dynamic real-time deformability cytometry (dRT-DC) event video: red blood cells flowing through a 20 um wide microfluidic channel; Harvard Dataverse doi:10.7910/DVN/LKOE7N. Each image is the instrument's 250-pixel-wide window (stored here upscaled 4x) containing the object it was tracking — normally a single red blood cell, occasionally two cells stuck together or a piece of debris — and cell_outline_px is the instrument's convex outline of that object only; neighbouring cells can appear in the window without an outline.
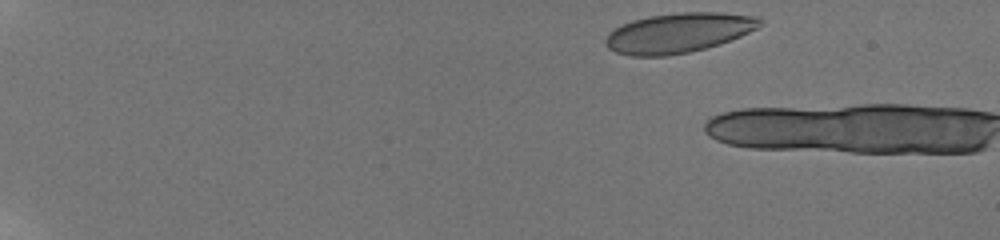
{"species": "human", "species_latin": "Homo sapiens", "temperature_condition": "room temperature", "stored_images_in_passage": 4, "camera_frame_rate_fps": 3000, "um_per_image_px": 0.085, "donor": {"sex": "male"}, "frame": {"image": 1, "passage_image": 1, "time_ms": 0.0, "image_size_px": [1000, 240], "cell_outline_px": [[764, 24], [740, 36], [720, 44], [688, 52], [664, 56], [632, 56], [616, 52], [608, 48], [604, 40], [608, 32], [632, 20], [648, 16], [680, 12], [724, 12], [760, 16], [764, 20]], "centroid_in_image_um": [57.71, 2.77], "position_along_channel_um": 27.3, "area_um2": 35.95}}